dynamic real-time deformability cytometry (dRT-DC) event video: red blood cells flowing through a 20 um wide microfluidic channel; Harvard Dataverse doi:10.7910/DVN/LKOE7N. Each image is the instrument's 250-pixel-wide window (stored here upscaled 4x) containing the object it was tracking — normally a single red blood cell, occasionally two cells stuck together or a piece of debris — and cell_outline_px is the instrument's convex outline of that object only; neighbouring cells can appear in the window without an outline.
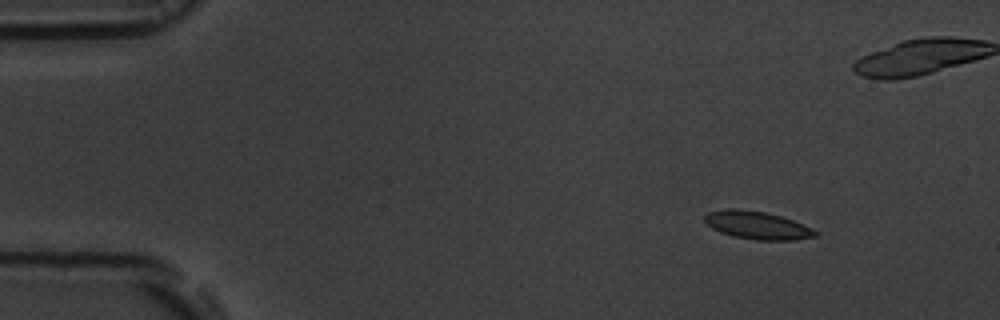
{"species": "common noctule bat (a hibernating species)", "species_latin": "Nyctalus noctula", "temperature_condition": "room temperature", "stored_images_in_passage": 4, "camera_frame_rate_fps": 3000, "um_per_image_px": 0.085, "animal": {"sex": "male", "body_mass_g": 19.5, "forearm_length_mm": 54.6}, "frame": {"image": 1, "passage_image": 1, "time_ms": 0.0, "image_size_px": [1000, 320], "cell_outline_px": [[816, 236], [796, 240], [756, 240], [736, 236], [720, 232], [712, 228], [704, 220], [704, 216], [708, 212], [724, 208], [736, 208], [764, 212], [780, 216], [792, 220], [816, 232]], "centroid_in_image_um": [64.29, 19.14], "position_along_channel_um": 20.7, "area_um2": 17.63}}